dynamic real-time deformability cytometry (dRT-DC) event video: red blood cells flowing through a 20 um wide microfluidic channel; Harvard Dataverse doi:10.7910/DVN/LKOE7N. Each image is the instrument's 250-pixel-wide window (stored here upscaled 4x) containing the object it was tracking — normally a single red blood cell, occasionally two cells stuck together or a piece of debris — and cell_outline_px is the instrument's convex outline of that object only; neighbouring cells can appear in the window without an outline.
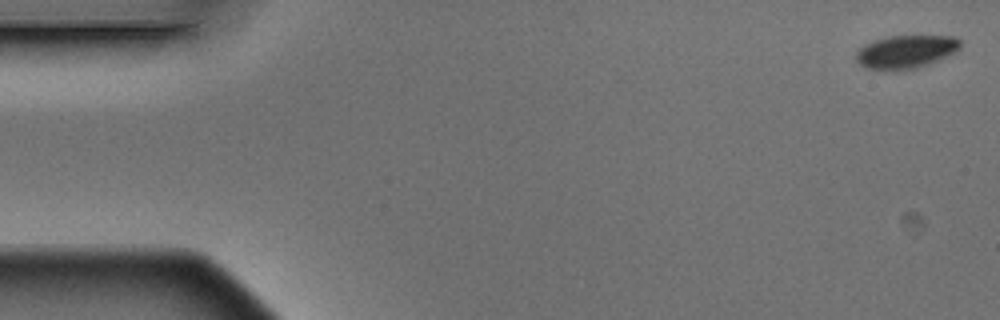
{"species": "Egyptian fruit bat (a non-hibernating species)", "species_latin": "Rousettus aegyptiacus", "temperature_condition": "warm", "stored_images_in_passage": 7, "camera_frame_rate_fps": 3000, "um_per_image_px": 0.085, "animal": {"sex": "male"}, "frame": {"image": 1, "passage_image": 1, "time_ms": 0.0, "image_size_px": [1000, 320], "cell_outline_px": [[960, 48], [956, 52], [928, 64], [916, 68], [896, 72], [884, 72], [868, 68], [860, 64], [856, 60], [856, 52], [864, 44], [888, 36], [956, 36], [960, 40]], "centroid_in_image_um": [76.98, 4.42], "position_along_channel_um": 8.0, "area_um2": 20.46}}
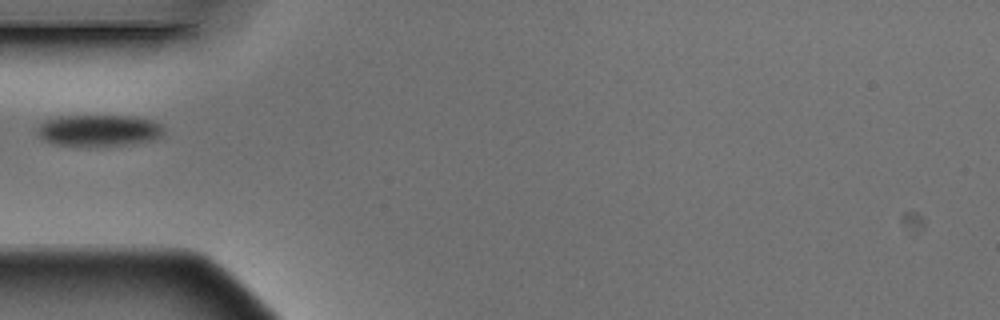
{"frame": {"image": 2, "passage_image": 5, "time_ms": 1.333, "image_size_px": [1000, 320], "cell_outline_px": [[164, 128], [160, 136], [152, 140], [124, 144], [56, 144], [44, 140], [36, 132], [40, 124], [44, 120], [60, 116], [136, 116], [152, 120], [160, 124]], "centroid_in_image_um": [8.4, 11.04], "position_along_channel_um": 76.6, "area_um2": 22.54}}
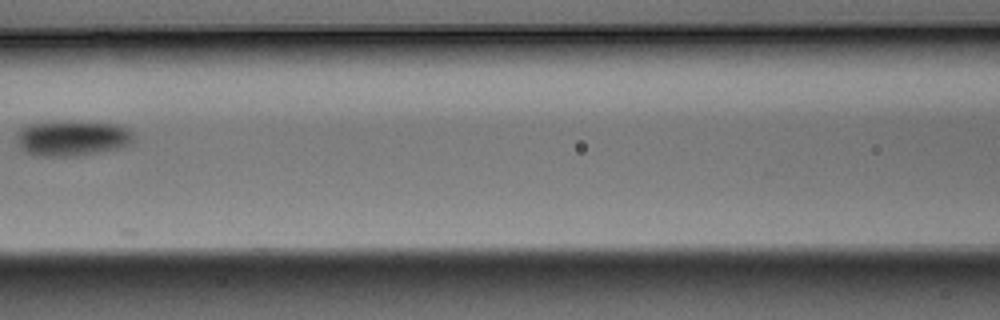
{"frame": {"image": 3, "passage_image": 7, "time_ms": 2.0, "image_size_px": [1000, 320], "cell_outline_px": [[132, 140], [128, 144], [120, 148], [76, 156], [32, 156], [24, 152], [20, 148], [16, 140], [16, 132], [20, 128], [28, 124], [112, 124], [124, 128], [132, 132]], "centroid_in_image_um": [6.04, 11.81], "position_along_channel_um": 160.6, "area_um2": 23.12}}